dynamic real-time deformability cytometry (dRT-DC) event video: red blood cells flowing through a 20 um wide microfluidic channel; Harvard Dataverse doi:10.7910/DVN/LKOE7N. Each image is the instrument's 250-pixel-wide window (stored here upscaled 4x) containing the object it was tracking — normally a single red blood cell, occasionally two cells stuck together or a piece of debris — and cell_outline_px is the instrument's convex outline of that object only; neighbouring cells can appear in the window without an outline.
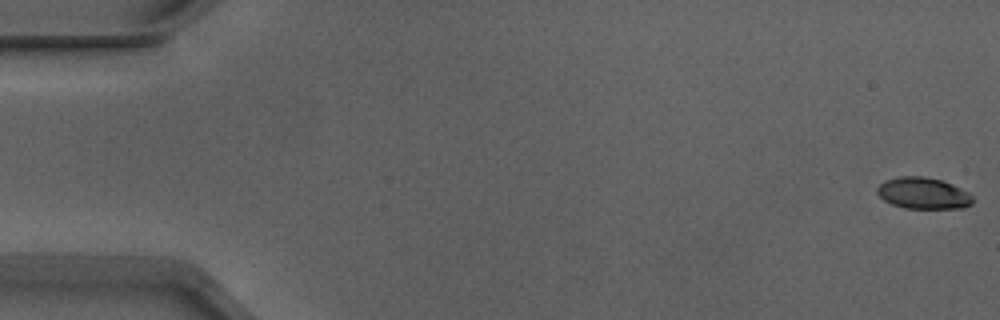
{"species": "Egyptian fruit bat (a non-hibernating species)", "species_latin": "Rousettus aegyptiacus", "temperature_condition": "warm", "stored_images_in_passage": 45, "camera_frame_rate_fps": 3000, "um_per_image_px": 0.085, "animal": {"sex": "male"}, "frame": {"image": 1, "passage_image": 1, "time_ms": 0.0, "image_size_px": [1000, 320], "cell_outline_px": [[976, 200], [972, 204], [964, 208], [904, 208], [892, 204], [884, 200], [876, 192], [876, 188], [884, 180], [900, 176], [924, 176], [940, 180], [952, 184], [968, 192]], "centroid_in_image_um": [78.48, 16.42], "position_along_channel_um": 6.5, "area_um2": 17.63}}
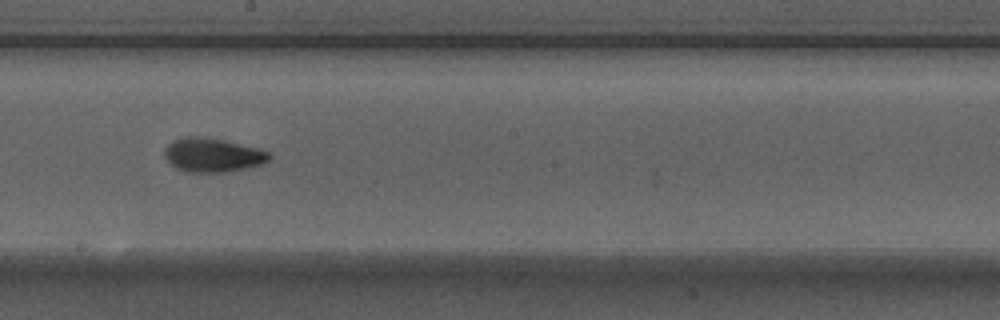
{"frame": {"image": 2, "passage_image": 30, "time_ms": 9.667, "image_size_px": [1000, 320], "cell_outline_px": [[272, 156], [268, 160], [260, 164], [244, 168], [224, 172], [184, 172], [176, 168], [164, 156], [164, 148], [172, 140], [184, 136], [200, 136], [224, 140], [260, 148], [268, 152]], "centroid_in_image_um": [18.04, 13.16], "position_along_channel_um": 230.2, "area_um2": 20.75}}
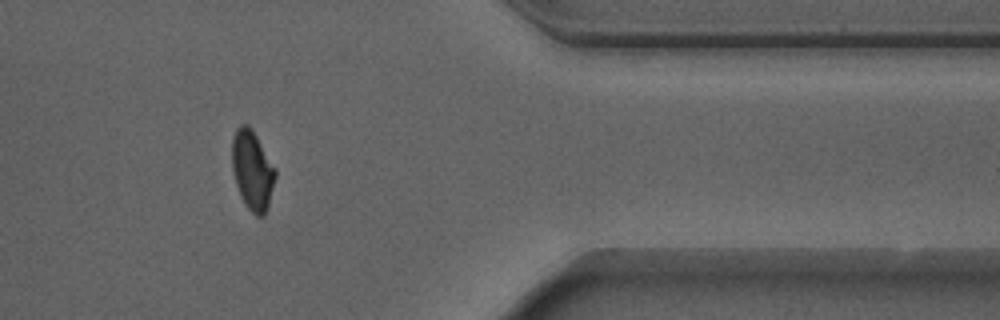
{"frame": {"image": 3, "passage_image": 44, "time_ms": 14.333, "image_size_px": [1000, 320], "cell_outline_px": [[276, 176], [268, 208], [264, 216], [256, 216], [244, 204], [240, 196], [236, 184], [232, 168], [232, 136], [236, 128], [240, 124], [248, 124], [252, 128], [276, 168]], "centroid_in_image_um": [21.45, 14.46], "position_along_channel_um": 389.9, "area_um2": 20.35}, "authors_computed_cell_mechanics": {"area_um2": 19.652, "velocity_mm_per_s": 3.912, "shape_relaxation_time_tau1_ms": 4.5126, "shape_relaxation_time_tau2_ms": 1.761, "deformation_change_tau1": 0.1667, "deformation_change_tau2": 0.0622}}